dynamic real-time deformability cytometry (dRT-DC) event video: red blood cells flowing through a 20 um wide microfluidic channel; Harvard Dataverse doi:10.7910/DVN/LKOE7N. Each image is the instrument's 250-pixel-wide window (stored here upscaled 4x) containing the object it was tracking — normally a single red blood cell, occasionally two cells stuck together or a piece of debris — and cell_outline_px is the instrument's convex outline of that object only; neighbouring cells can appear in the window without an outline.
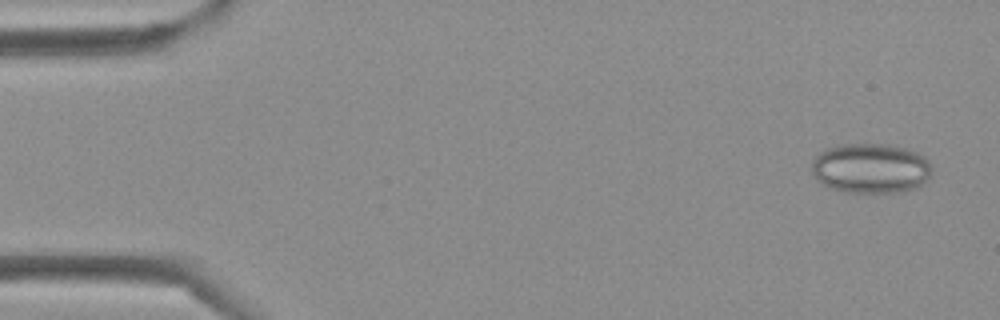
{"species": "Egyptian fruit bat (a non-hibernating species)", "species_latin": "Rousettus aegyptiacus", "temperature_condition": "cold", "stored_images_in_passage": 43, "camera_frame_rate_fps": 3000, "um_per_image_px": 0.085, "frame": {"image": 1, "passage_image": 2, "time_ms": 0.333, "image_size_px": [1000, 320], "cell_outline_px": [[932, 176], [928, 180], [916, 188], [900, 192], [844, 192], [828, 188], [816, 180], [812, 172], [812, 160], [824, 148], [840, 144], [892, 144], [908, 148], [924, 156], [928, 160], [932, 168]], "centroid_in_image_um": [74.02, 14.3], "position_along_channel_um": 11.0, "area_um2": 35.66}}
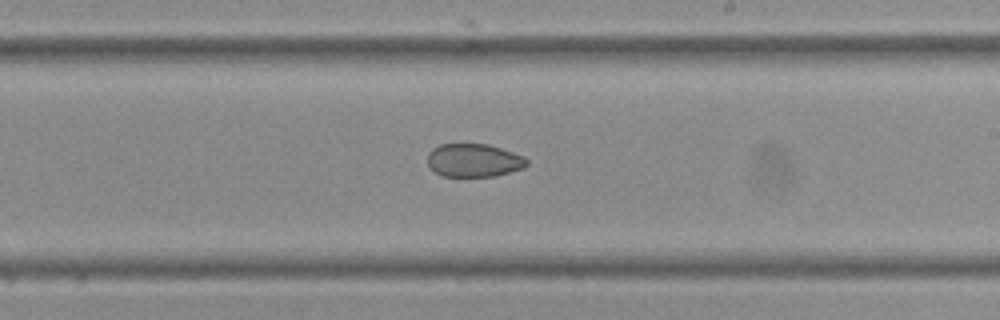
{"frame": {"image": 2, "passage_image": 25, "time_ms": 8.0, "image_size_px": [1000, 320], "cell_outline_px": [[528, 164], [524, 168], [496, 176], [444, 176], [436, 172], [428, 164], [428, 152], [432, 148], [440, 144], [488, 144], [524, 156], [528, 160]], "centroid_in_image_um": [40.29, 13.62], "position_along_channel_um": 248.7, "area_um2": 19.19}}
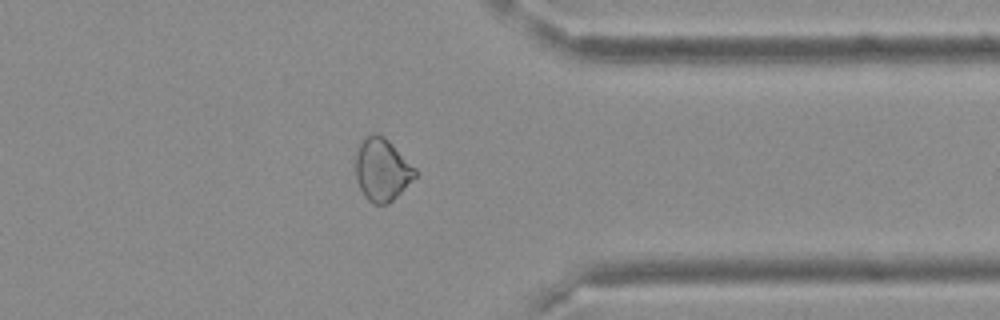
{"frame": {"image": 3, "passage_image": 34, "time_ms": 11.0, "image_size_px": [1000, 320], "cell_outline_px": [[416, 176], [388, 204], [372, 204], [364, 196], [356, 180], [356, 156], [360, 144], [372, 132], [384, 136], [416, 168]], "centroid_in_image_um": [32.47, 14.43], "position_along_channel_um": 378.9, "area_um2": 21.39}}